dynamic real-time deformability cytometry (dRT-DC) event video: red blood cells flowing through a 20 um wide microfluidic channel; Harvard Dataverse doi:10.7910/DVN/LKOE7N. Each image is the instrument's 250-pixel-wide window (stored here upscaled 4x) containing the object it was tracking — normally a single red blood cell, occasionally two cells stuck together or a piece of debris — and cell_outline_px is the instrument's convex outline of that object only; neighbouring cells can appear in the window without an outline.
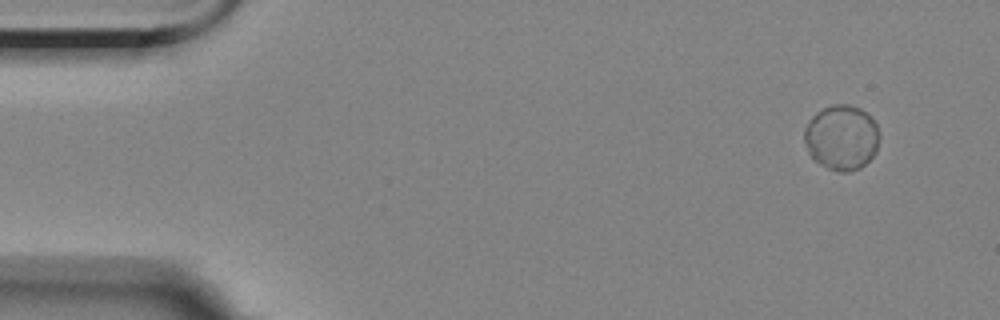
{"species": "Egyptian fruit bat (a non-hibernating species)", "species_latin": "Rousettus aegyptiacus", "temperature_condition": "room temperature", "stored_images_in_passage": 6, "segment_of_instrument_passage": [2, 2], "camera_frame_rate_fps": 3000, "um_per_image_px": 0.085, "animal": {"sex": "female"}, "frame": {"image": 1, "passage_image": 6, "time_ms": 6.667, "image_size_px": [1000, 320], "cell_outline_px": [[880, 136], [876, 152], [860, 168], [848, 172], [840, 172], [828, 168], [820, 164], [808, 152], [804, 140], [804, 128], [808, 120], [816, 112], [832, 104], [848, 104], [860, 108], [876, 124]], "centroid_in_image_um": [71.52, 11.68], "position_along_channel_um": 13.5, "area_um2": 28.44}}